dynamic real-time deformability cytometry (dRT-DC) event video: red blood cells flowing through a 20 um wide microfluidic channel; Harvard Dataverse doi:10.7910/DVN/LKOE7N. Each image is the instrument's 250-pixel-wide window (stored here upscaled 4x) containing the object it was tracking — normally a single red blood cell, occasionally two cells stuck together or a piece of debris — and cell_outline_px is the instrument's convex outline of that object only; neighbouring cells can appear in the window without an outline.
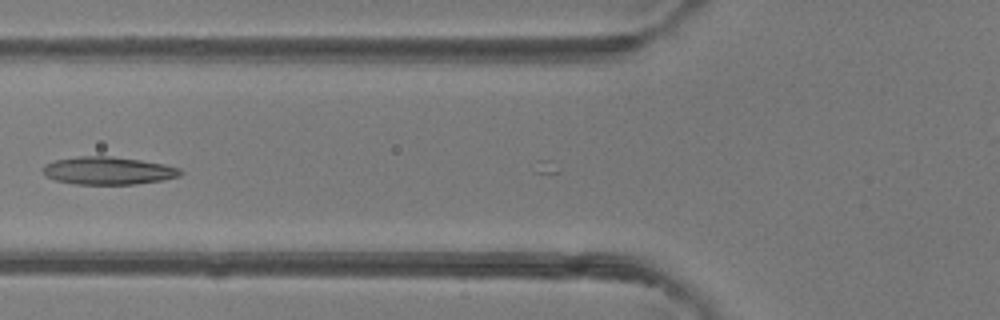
{"species": "common noctule bat (a hibernating species)", "species_latin": "Nyctalus noctula", "temperature_condition": "room temperature", "stored_images_in_passage": 9, "camera_frame_rate_fps": 3000, "um_per_image_px": 0.085, "animal": {"sex": "female"}, "frame": {"image": 1, "passage_image": 8, "time_ms": 2.333, "image_size_px": [1000, 320], "cell_outline_px": [[184, 172], [180, 176], [160, 180], [136, 184], [76, 184], [56, 180], [44, 176], [40, 168], [44, 164], [56, 160], [76, 156], [112, 156], [140, 160], [164, 164], [180, 168]], "centroid_in_image_um": [9.16, 14.5], "position_along_channel_um": 116.6, "area_um2": 22.37}}